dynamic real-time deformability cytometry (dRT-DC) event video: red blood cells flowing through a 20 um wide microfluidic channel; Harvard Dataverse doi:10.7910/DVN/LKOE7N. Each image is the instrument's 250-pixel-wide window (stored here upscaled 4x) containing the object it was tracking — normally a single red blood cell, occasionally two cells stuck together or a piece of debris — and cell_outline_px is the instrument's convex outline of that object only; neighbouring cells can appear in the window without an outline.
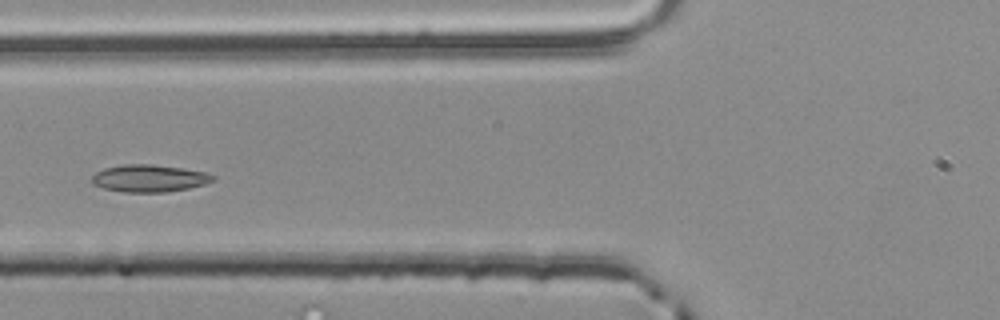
{"species": "common noctule bat (a hibernating species)", "species_latin": "Nyctalus noctula", "temperature_condition": "room temperature", "stored_images_in_passage": 49, "camera_frame_rate_fps": 3000, "um_per_image_px": 0.085, "animal": {"sex": "male", "body_mass_g": 20.4}, "frame": {"image": 1, "passage_image": 16, "time_ms": 5.0, "image_size_px": [1000, 320], "cell_outline_px": [[216, 180], [204, 184], [188, 188], [168, 192], [124, 192], [104, 188], [92, 184], [92, 176], [96, 172], [104, 168], [120, 164], [152, 164], [184, 168], [208, 172], [216, 176]], "centroid_in_image_um": [12.72, 15.14], "position_along_channel_um": 113.1, "area_um2": 19.48}}
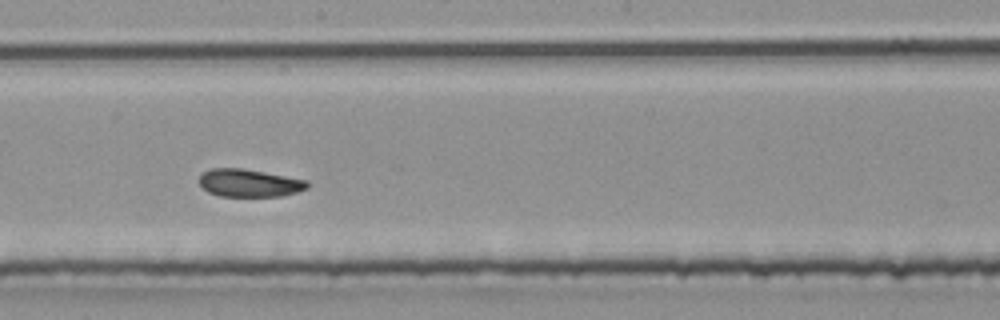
{"frame": {"image": 2, "passage_image": 25, "time_ms": 8.0, "image_size_px": [1000, 320], "cell_outline_px": [[308, 188], [284, 196], [220, 196], [208, 192], [200, 184], [200, 176], [204, 172], [212, 168], [240, 168], [264, 172], [308, 180]], "centroid_in_image_um": [21.21, 15.56], "position_along_channel_um": 227.0, "area_um2": 17.34}}
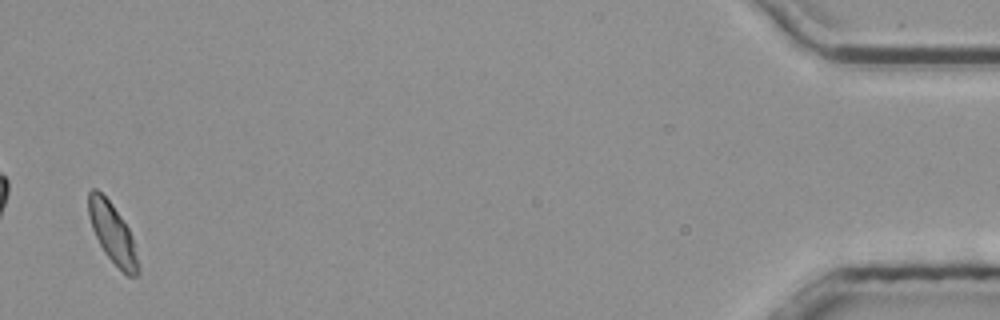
{"frame": {"image": 3, "passage_image": 48, "time_ms": 15.667, "image_size_px": [1000, 320], "cell_outline_px": [[140, 272], [136, 276], [128, 276], [104, 252], [92, 228], [88, 216], [88, 192], [92, 188], [96, 188], [112, 204], [128, 228], [132, 236], [140, 268]], "centroid_in_image_um": [9.56, 19.82], "position_along_channel_um": 425.6, "area_um2": 17.05}, "authors_computed_cell_mechanics": {"area_um2": 18.3804, "velocity_mm_per_s": 3.8023, "shape_relaxation_time_tau1_ms": null, "shape_relaxation_time_tau2_ms": 4.6478, "deformation_change_tau1": null, "deformation_change_tau2": 0.0912}}